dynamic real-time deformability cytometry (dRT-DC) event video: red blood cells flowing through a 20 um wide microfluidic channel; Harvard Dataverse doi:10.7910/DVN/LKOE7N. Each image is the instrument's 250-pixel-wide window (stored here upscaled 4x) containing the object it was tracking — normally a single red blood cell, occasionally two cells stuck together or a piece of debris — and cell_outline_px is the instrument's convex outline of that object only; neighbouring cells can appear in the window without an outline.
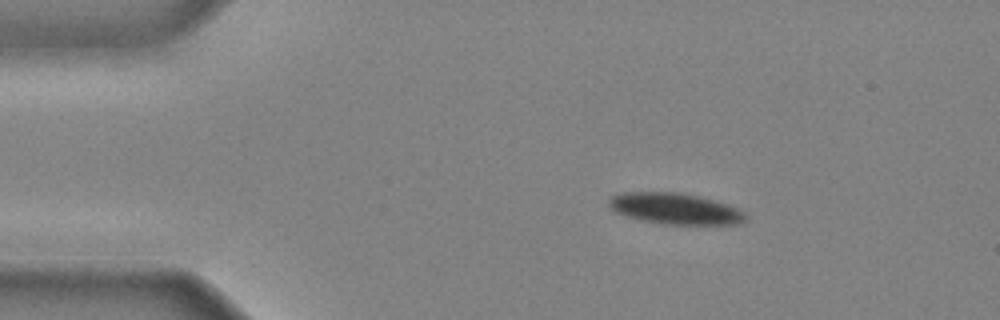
{"species": "common noctule bat (a hibernating species)", "species_latin": "Nyctalus noctula", "temperature_condition": "cold", "stored_images_in_passage": 42, "camera_frame_rate_fps": 3000, "um_per_image_px": 0.085, "animal": {"sex": "male", "body_mass_g": 20.4}, "frame": {"image": 1, "passage_image": 6, "time_ms": 1.667, "image_size_px": [1000, 320], "cell_outline_px": [[748, 220], [744, 224], [664, 224], [644, 220], [628, 216], [616, 212], [608, 208], [608, 196], [620, 192], [680, 192], [728, 204], [740, 208], [748, 216]], "centroid_in_image_um": [57.4, 17.73], "position_along_channel_um": 27.6, "area_um2": 25.03}}
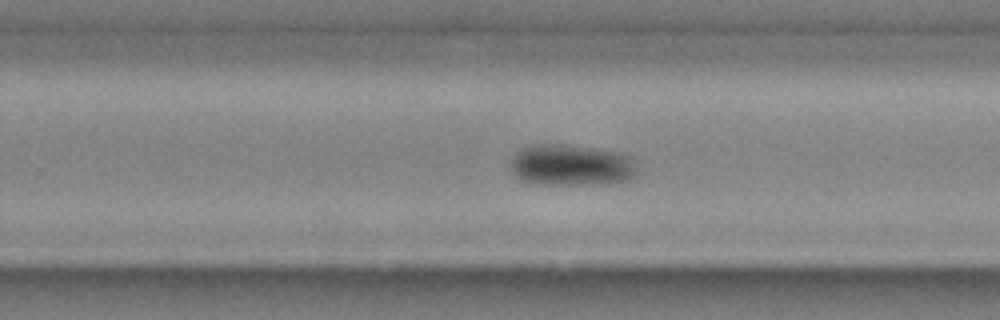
{"frame": {"image": 2, "passage_image": 27, "time_ms": 8.667, "image_size_px": [1000, 320], "cell_outline_px": [[636, 172], [628, 180], [584, 184], [528, 184], [520, 180], [512, 172], [508, 164], [512, 156], [520, 148], [532, 144], [564, 144], [620, 152], [632, 156], [636, 168]], "centroid_in_image_um": [48.46, 14.02], "position_along_channel_um": 281.3, "area_um2": 30.75}}
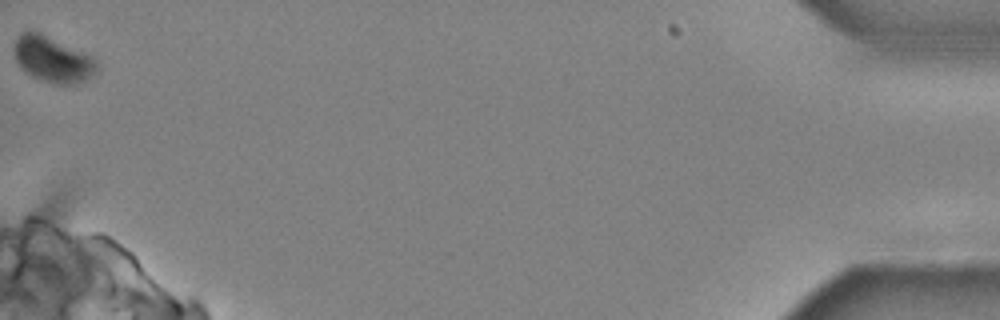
{"frame": {"image": 3, "passage_image": 42, "time_ms": 13.667, "image_size_px": [1000, 320], "cell_outline_px": [[96, 72], [84, 80], [72, 84], [56, 84], [44, 80], [20, 68], [12, 52], [12, 48], [20, 32], [28, 28], [40, 32], [92, 56], [96, 60]], "centroid_in_image_um": [4.41, 4.99], "position_along_channel_um": 430.8, "area_um2": 21.96}}